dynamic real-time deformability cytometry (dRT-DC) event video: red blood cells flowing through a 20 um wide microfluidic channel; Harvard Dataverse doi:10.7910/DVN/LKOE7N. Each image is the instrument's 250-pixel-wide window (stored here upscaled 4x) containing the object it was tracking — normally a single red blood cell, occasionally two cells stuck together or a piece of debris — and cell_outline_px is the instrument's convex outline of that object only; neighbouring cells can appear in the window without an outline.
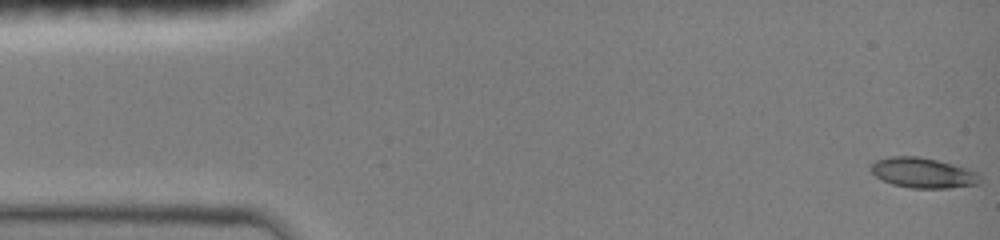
{"species": "common noctule bat (a hibernating species)", "species_latin": "Nyctalus noctula", "temperature_condition": "room temperature", "stored_images_in_passage": 8, "camera_frame_rate_fps": 3000, "um_per_image_px": 0.085, "animal": {"sex": "female", "body_mass_g": 19.0, "forearm_length_mm": 51.5}, "frame": {"image": 1, "passage_image": 1, "time_ms": 0.0, "image_size_px": [1000, 240], "cell_outline_px": [[984, 180], [980, 184], [948, 188], [912, 188], [892, 184], [876, 176], [868, 168], [876, 160], [892, 156], [916, 156], [936, 160], [968, 168], [980, 172]], "centroid_in_image_um": [78.53, 14.7], "position_along_channel_um": 6.5, "area_um2": 19.42}}
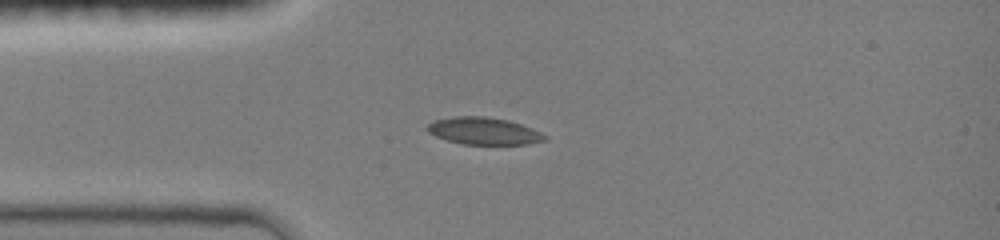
{"frame": {"image": 2, "passage_image": 6, "time_ms": 3.667, "image_size_px": [1000, 240], "cell_outline_px": [[548, 140], [528, 144], [464, 144], [448, 140], [436, 136], [428, 132], [424, 128], [428, 124], [436, 120], [452, 116], [484, 116], [508, 120], [532, 128], [548, 136]], "centroid_in_image_um": [41.13, 11.13], "position_along_channel_um": 43.9, "area_um2": 18.61}}
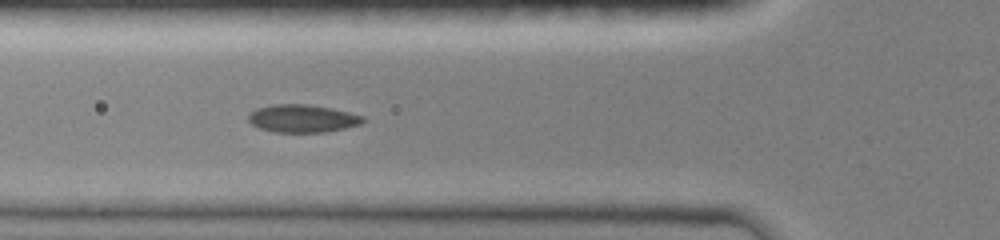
{"frame": {"image": 3, "passage_image": 8, "time_ms": 5.333, "image_size_px": [1000, 240], "cell_outline_px": [[364, 120], [360, 124], [344, 128], [324, 132], [272, 132], [260, 128], [252, 124], [248, 120], [248, 116], [256, 108], [272, 104], [304, 104], [332, 108], [364, 116]], "centroid_in_image_um": [25.68, 10.07], "position_along_channel_um": 100.1, "area_um2": 18.44}}